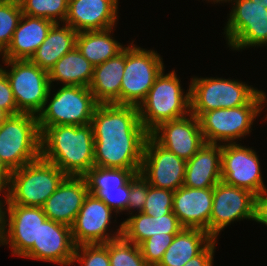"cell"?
<instances>
[{
	"instance_id": "6",
	"label": "cell",
	"mask_w": 267,
	"mask_h": 266,
	"mask_svg": "<svg viewBox=\"0 0 267 266\" xmlns=\"http://www.w3.org/2000/svg\"><path fill=\"white\" fill-rule=\"evenodd\" d=\"M51 88L50 86L45 106L37 115L40 133L47 127L56 125L84 126L91 124L98 103L89 87L62 86L52 95L53 98H50ZM47 103L49 104L46 107Z\"/></svg>"
},
{
	"instance_id": "29",
	"label": "cell",
	"mask_w": 267,
	"mask_h": 266,
	"mask_svg": "<svg viewBox=\"0 0 267 266\" xmlns=\"http://www.w3.org/2000/svg\"><path fill=\"white\" fill-rule=\"evenodd\" d=\"M94 66L75 47L62 56L49 71V82L60 81L63 86L89 87Z\"/></svg>"
},
{
	"instance_id": "14",
	"label": "cell",
	"mask_w": 267,
	"mask_h": 266,
	"mask_svg": "<svg viewBox=\"0 0 267 266\" xmlns=\"http://www.w3.org/2000/svg\"><path fill=\"white\" fill-rule=\"evenodd\" d=\"M255 198L249 190L218 182L213 187L210 236L217 239L220 231L233 221L254 220Z\"/></svg>"
},
{
	"instance_id": "35",
	"label": "cell",
	"mask_w": 267,
	"mask_h": 266,
	"mask_svg": "<svg viewBox=\"0 0 267 266\" xmlns=\"http://www.w3.org/2000/svg\"><path fill=\"white\" fill-rule=\"evenodd\" d=\"M76 261L82 266H110L107 243L76 246L72 264Z\"/></svg>"
},
{
	"instance_id": "9",
	"label": "cell",
	"mask_w": 267,
	"mask_h": 266,
	"mask_svg": "<svg viewBox=\"0 0 267 266\" xmlns=\"http://www.w3.org/2000/svg\"><path fill=\"white\" fill-rule=\"evenodd\" d=\"M160 54L140 48L133 41L125 48V69L120 89V104L138 107L156 78L164 70Z\"/></svg>"
},
{
	"instance_id": "38",
	"label": "cell",
	"mask_w": 267,
	"mask_h": 266,
	"mask_svg": "<svg viewBox=\"0 0 267 266\" xmlns=\"http://www.w3.org/2000/svg\"><path fill=\"white\" fill-rule=\"evenodd\" d=\"M0 109L7 115H17L16 100L6 73L0 68Z\"/></svg>"
},
{
	"instance_id": "23",
	"label": "cell",
	"mask_w": 267,
	"mask_h": 266,
	"mask_svg": "<svg viewBox=\"0 0 267 266\" xmlns=\"http://www.w3.org/2000/svg\"><path fill=\"white\" fill-rule=\"evenodd\" d=\"M54 24V21L22 14L9 46L1 54L2 58L30 60Z\"/></svg>"
},
{
	"instance_id": "4",
	"label": "cell",
	"mask_w": 267,
	"mask_h": 266,
	"mask_svg": "<svg viewBox=\"0 0 267 266\" xmlns=\"http://www.w3.org/2000/svg\"><path fill=\"white\" fill-rule=\"evenodd\" d=\"M179 80L175 70L168 74L163 70L138 106L140 121L149 133L163 122L191 113L190 85L184 95Z\"/></svg>"
},
{
	"instance_id": "21",
	"label": "cell",
	"mask_w": 267,
	"mask_h": 266,
	"mask_svg": "<svg viewBox=\"0 0 267 266\" xmlns=\"http://www.w3.org/2000/svg\"><path fill=\"white\" fill-rule=\"evenodd\" d=\"M118 0H68V13L63 24L77 33L114 28Z\"/></svg>"
},
{
	"instance_id": "10",
	"label": "cell",
	"mask_w": 267,
	"mask_h": 266,
	"mask_svg": "<svg viewBox=\"0 0 267 266\" xmlns=\"http://www.w3.org/2000/svg\"><path fill=\"white\" fill-rule=\"evenodd\" d=\"M3 62L11 66V70L1 69L9 79L18 110L37 116L45 106L50 89L48 72L29 59H3Z\"/></svg>"
},
{
	"instance_id": "27",
	"label": "cell",
	"mask_w": 267,
	"mask_h": 266,
	"mask_svg": "<svg viewBox=\"0 0 267 266\" xmlns=\"http://www.w3.org/2000/svg\"><path fill=\"white\" fill-rule=\"evenodd\" d=\"M77 35L71 26L64 24L60 27L59 23H55L30 60L49 73L62 56L76 47Z\"/></svg>"
},
{
	"instance_id": "39",
	"label": "cell",
	"mask_w": 267,
	"mask_h": 266,
	"mask_svg": "<svg viewBox=\"0 0 267 266\" xmlns=\"http://www.w3.org/2000/svg\"><path fill=\"white\" fill-rule=\"evenodd\" d=\"M216 245V239H214L199 255L190 259L184 266H212L213 256Z\"/></svg>"
},
{
	"instance_id": "12",
	"label": "cell",
	"mask_w": 267,
	"mask_h": 266,
	"mask_svg": "<svg viewBox=\"0 0 267 266\" xmlns=\"http://www.w3.org/2000/svg\"><path fill=\"white\" fill-rule=\"evenodd\" d=\"M259 156L252 148L240 144L221 145V181L249 190L256 196L266 191L261 177Z\"/></svg>"
},
{
	"instance_id": "20",
	"label": "cell",
	"mask_w": 267,
	"mask_h": 266,
	"mask_svg": "<svg viewBox=\"0 0 267 266\" xmlns=\"http://www.w3.org/2000/svg\"><path fill=\"white\" fill-rule=\"evenodd\" d=\"M213 188L181 186L174 191L172 212L183 228L201 229L210 235Z\"/></svg>"
},
{
	"instance_id": "22",
	"label": "cell",
	"mask_w": 267,
	"mask_h": 266,
	"mask_svg": "<svg viewBox=\"0 0 267 266\" xmlns=\"http://www.w3.org/2000/svg\"><path fill=\"white\" fill-rule=\"evenodd\" d=\"M87 195L88 187L83 176H67L45 201L43 212L47 219L71 227Z\"/></svg>"
},
{
	"instance_id": "3",
	"label": "cell",
	"mask_w": 267,
	"mask_h": 266,
	"mask_svg": "<svg viewBox=\"0 0 267 266\" xmlns=\"http://www.w3.org/2000/svg\"><path fill=\"white\" fill-rule=\"evenodd\" d=\"M66 177L56 165L39 157L12 171L4 203L42 207Z\"/></svg>"
},
{
	"instance_id": "15",
	"label": "cell",
	"mask_w": 267,
	"mask_h": 266,
	"mask_svg": "<svg viewBox=\"0 0 267 266\" xmlns=\"http://www.w3.org/2000/svg\"><path fill=\"white\" fill-rule=\"evenodd\" d=\"M112 212L114 211L104 201L88 193L71 226L74 244H104L122 236V224L115 235L107 233Z\"/></svg>"
},
{
	"instance_id": "25",
	"label": "cell",
	"mask_w": 267,
	"mask_h": 266,
	"mask_svg": "<svg viewBox=\"0 0 267 266\" xmlns=\"http://www.w3.org/2000/svg\"><path fill=\"white\" fill-rule=\"evenodd\" d=\"M125 69V49L113 58L94 66L89 85L98 104H120V89Z\"/></svg>"
},
{
	"instance_id": "19",
	"label": "cell",
	"mask_w": 267,
	"mask_h": 266,
	"mask_svg": "<svg viewBox=\"0 0 267 266\" xmlns=\"http://www.w3.org/2000/svg\"><path fill=\"white\" fill-rule=\"evenodd\" d=\"M75 247L70 226L46 219L40 224L37 243L23 257L68 266Z\"/></svg>"
},
{
	"instance_id": "5",
	"label": "cell",
	"mask_w": 267,
	"mask_h": 266,
	"mask_svg": "<svg viewBox=\"0 0 267 266\" xmlns=\"http://www.w3.org/2000/svg\"><path fill=\"white\" fill-rule=\"evenodd\" d=\"M0 157L11 171L41 157V133L36 115L6 116L0 123Z\"/></svg>"
},
{
	"instance_id": "2",
	"label": "cell",
	"mask_w": 267,
	"mask_h": 266,
	"mask_svg": "<svg viewBox=\"0 0 267 266\" xmlns=\"http://www.w3.org/2000/svg\"><path fill=\"white\" fill-rule=\"evenodd\" d=\"M41 157L67 176H84L95 165L91 124L47 127L41 133Z\"/></svg>"
},
{
	"instance_id": "37",
	"label": "cell",
	"mask_w": 267,
	"mask_h": 266,
	"mask_svg": "<svg viewBox=\"0 0 267 266\" xmlns=\"http://www.w3.org/2000/svg\"><path fill=\"white\" fill-rule=\"evenodd\" d=\"M148 195V182L142 177L140 173H137L130 180V194L128 198V204L126 211L130 213L132 208L137 210V212H142L144 205L146 203V198Z\"/></svg>"
},
{
	"instance_id": "24",
	"label": "cell",
	"mask_w": 267,
	"mask_h": 266,
	"mask_svg": "<svg viewBox=\"0 0 267 266\" xmlns=\"http://www.w3.org/2000/svg\"><path fill=\"white\" fill-rule=\"evenodd\" d=\"M221 181V143H204L198 152L186 161L183 186L213 188Z\"/></svg>"
},
{
	"instance_id": "40",
	"label": "cell",
	"mask_w": 267,
	"mask_h": 266,
	"mask_svg": "<svg viewBox=\"0 0 267 266\" xmlns=\"http://www.w3.org/2000/svg\"><path fill=\"white\" fill-rule=\"evenodd\" d=\"M254 221L267 226V190L255 198Z\"/></svg>"
},
{
	"instance_id": "33",
	"label": "cell",
	"mask_w": 267,
	"mask_h": 266,
	"mask_svg": "<svg viewBox=\"0 0 267 266\" xmlns=\"http://www.w3.org/2000/svg\"><path fill=\"white\" fill-rule=\"evenodd\" d=\"M22 14L18 0H0V54L9 46Z\"/></svg>"
},
{
	"instance_id": "41",
	"label": "cell",
	"mask_w": 267,
	"mask_h": 266,
	"mask_svg": "<svg viewBox=\"0 0 267 266\" xmlns=\"http://www.w3.org/2000/svg\"><path fill=\"white\" fill-rule=\"evenodd\" d=\"M12 171L6 166L0 157V192L6 193L7 187L11 179Z\"/></svg>"
},
{
	"instance_id": "28",
	"label": "cell",
	"mask_w": 267,
	"mask_h": 266,
	"mask_svg": "<svg viewBox=\"0 0 267 266\" xmlns=\"http://www.w3.org/2000/svg\"><path fill=\"white\" fill-rule=\"evenodd\" d=\"M213 240L207 231L183 228L175 235L157 266H184Z\"/></svg>"
},
{
	"instance_id": "36",
	"label": "cell",
	"mask_w": 267,
	"mask_h": 266,
	"mask_svg": "<svg viewBox=\"0 0 267 266\" xmlns=\"http://www.w3.org/2000/svg\"><path fill=\"white\" fill-rule=\"evenodd\" d=\"M176 234H155L139 244L140 251L148 266H157Z\"/></svg>"
},
{
	"instance_id": "26",
	"label": "cell",
	"mask_w": 267,
	"mask_h": 266,
	"mask_svg": "<svg viewBox=\"0 0 267 266\" xmlns=\"http://www.w3.org/2000/svg\"><path fill=\"white\" fill-rule=\"evenodd\" d=\"M135 214L131 217L129 216L121 224L122 236L136 245L155 234H178L183 229L173 212L154 217L148 216L143 212Z\"/></svg>"
},
{
	"instance_id": "18",
	"label": "cell",
	"mask_w": 267,
	"mask_h": 266,
	"mask_svg": "<svg viewBox=\"0 0 267 266\" xmlns=\"http://www.w3.org/2000/svg\"><path fill=\"white\" fill-rule=\"evenodd\" d=\"M7 205L5 216V239L3 245L10 244L12 254L23 257L38 241L40 224L47 217L42 207ZM8 222V223H7ZM7 227H9L7 229ZM7 229V230H6Z\"/></svg>"
},
{
	"instance_id": "43",
	"label": "cell",
	"mask_w": 267,
	"mask_h": 266,
	"mask_svg": "<svg viewBox=\"0 0 267 266\" xmlns=\"http://www.w3.org/2000/svg\"><path fill=\"white\" fill-rule=\"evenodd\" d=\"M253 2L263 5L264 7L267 8V0H252Z\"/></svg>"
},
{
	"instance_id": "7",
	"label": "cell",
	"mask_w": 267,
	"mask_h": 266,
	"mask_svg": "<svg viewBox=\"0 0 267 266\" xmlns=\"http://www.w3.org/2000/svg\"><path fill=\"white\" fill-rule=\"evenodd\" d=\"M265 101V92L259 91L246 105L204 112L198 119L205 143H235L234 140L244 138Z\"/></svg>"
},
{
	"instance_id": "44",
	"label": "cell",
	"mask_w": 267,
	"mask_h": 266,
	"mask_svg": "<svg viewBox=\"0 0 267 266\" xmlns=\"http://www.w3.org/2000/svg\"><path fill=\"white\" fill-rule=\"evenodd\" d=\"M7 114L0 109V123L6 118Z\"/></svg>"
},
{
	"instance_id": "42",
	"label": "cell",
	"mask_w": 267,
	"mask_h": 266,
	"mask_svg": "<svg viewBox=\"0 0 267 266\" xmlns=\"http://www.w3.org/2000/svg\"><path fill=\"white\" fill-rule=\"evenodd\" d=\"M3 204L4 203H3L2 199H1L0 200V245L4 244V239H5V216H6L5 213L6 212L4 210L6 208H3L4 207Z\"/></svg>"
},
{
	"instance_id": "31",
	"label": "cell",
	"mask_w": 267,
	"mask_h": 266,
	"mask_svg": "<svg viewBox=\"0 0 267 266\" xmlns=\"http://www.w3.org/2000/svg\"><path fill=\"white\" fill-rule=\"evenodd\" d=\"M22 13L44 18L55 23L65 21L68 13V0H18ZM60 20V21H59Z\"/></svg>"
},
{
	"instance_id": "16",
	"label": "cell",
	"mask_w": 267,
	"mask_h": 266,
	"mask_svg": "<svg viewBox=\"0 0 267 266\" xmlns=\"http://www.w3.org/2000/svg\"><path fill=\"white\" fill-rule=\"evenodd\" d=\"M140 169L104 168L94 165L83 177L88 193L104 201L115 213L127 209L130 180Z\"/></svg>"
},
{
	"instance_id": "17",
	"label": "cell",
	"mask_w": 267,
	"mask_h": 266,
	"mask_svg": "<svg viewBox=\"0 0 267 266\" xmlns=\"http://www.w3.org/2000/svg\"><path fill=\"white\" fill-rule=\"evenodd\" d=\"M149 135L185 161L191 159L205 143L199 119L191 113L183 118L161 123Z\"/></svg>"
},
{
	"instance_id": "32",
	"label": "cell",
	"mask_w": 267,
	"mask_h": 266,
	"mask_svg": "<svg viewBox=\"0 0 267 266\" xmlns=\"http://www.w3.org/2000/svg\"><path fill=\"white\" fill-rule=\"evenodd\" d=\"M110 266H148L136 245L123 236L107 242Z\"/></svg>"
},
{
	"instance_id": "30",
	"label": "cell",
	"mask_w": 267,
	"mask_h": 266,
	"mask_svg": "<svg viewBox=\"0 0 267 266\" xmlns=\"http://www.w3.org/2000/svg\"><path fill=\"white\" fill-rule=\"evenodd\" d=\"M111 31L113 28L78 32L76 47L93 66L115 57L126 48L113 39Z\"/></svg>"
},
{
	"instance_id": "11",
	"label": "cell",
	"mask_w": 267,
	"mask_h": 266,
	"mask_svg": "<svg viewBox=\"0 0 267 266\" xmlns=\"http://www.w3.org/2000/svg\"><path fill=\"white\" fill-rule=\"evenodd\" d=\"M235 4L225 26L226 40L233 50L267 46V8L252 0H227Z\"/></svg>"
},
{
	"instance_id": "34",
	"label": "cell",
	"mask_w": 267,
	"mask_h": 266,
	"mask_svg": "<svg viewBox=\"0 0 267 266\" xmlns=\"http://www.w3.org/2000/svg\"><path fill=\"white\" fill-rule=\"evenodd\" d=\"M174 191L150 186L142 210L148 216H163L172 212Z\"/></svg>"
},
{
	"instance_id": "13",
	"label": "cell",
	"mask_w": 267,
	"mask_h": 266,
	"mask_svg": "<svg viewBox=\"0 0 267 266\" xmlns=\"http://www.w3.org/2000/svg\"><path fill=\"white\" fill-rule=\"evenodd\" d=\"M186 161L148 136L140 174L150 186L176 191L183 186Z\"/></svg>"
},
{
	"instance_id": "1",
	"label": "cell",
	"mask_w": 267,
	"mask_h": 266,
	"mask_svg": "<svg viewBox=\"0 0 267 266\" xmlns=\"http://www.w3.org/2000/svg\"><path fill=\"white\" fill-rule=\"evenodd\" d=\"M95 165L104 168L140 169L149 132L138 107L98 104L91 119Z\"/></svg>"
},
{
	"instance_id": "8",
	"label": "cell",
	"mask_w": 267,
	"mask_h": 266,
	"mask_svg": "<svg viewBox=\"0 0 267 266\" xmlns=\"http://www.w3.org/2000/svg\"><path fill=\"white\" fill-rule=\"evenodd\" d=\"M190 83L191 114L246 105L260 90L238 80L194 77Z\"/></svg>"
},
{
	"instance_id": "45",
	"label": "cell",
	"mask_w": 267,
	"mask_h": 266,
	"mask_svg": "<svg viewBox=\"0 0 267 266\" xmlns=\"http://www.w3.org/2000/svg\"><path fill=\"white\" fill-rule=\"evenodd\" d=\"M206 1H207V0H206ZM208 1H209V0H208ZM210 1H211V2L213 1V3L215 4V2H216V3H218V2L220 3V1H221V2H222V1L224 2V1H225V2H226L227 0H210Z\"/></svg>"
}]
</instances>
